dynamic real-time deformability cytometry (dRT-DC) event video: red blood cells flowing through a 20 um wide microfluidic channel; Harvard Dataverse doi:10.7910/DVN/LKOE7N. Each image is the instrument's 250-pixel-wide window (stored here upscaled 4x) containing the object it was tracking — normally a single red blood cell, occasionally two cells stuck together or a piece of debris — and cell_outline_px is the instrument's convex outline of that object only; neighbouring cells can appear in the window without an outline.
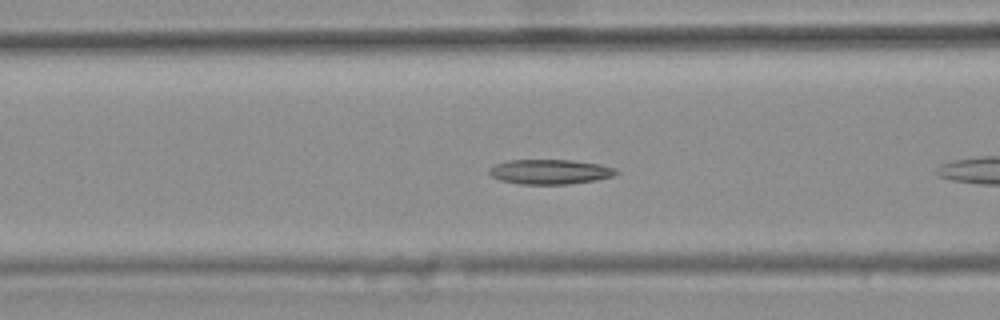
{"species": "common noctule bat (a hibernating species)", "species_latin": "Nyctalus noctula", "temperature_condition": "warm", "stored_images_in_passage": 7, "camera_frame_rate_fps": 3000, "um_per_image_px": 0.085, "animal": {"sex": "female", "body_mass_g": 25.1}, "frame": {"image": 1, "passage_image": 6, "time_ms": 1.667, "image_size_px": [1000, 320], "cell_outline_px": [[620, 172], [612, 176], [596, 180], [568, 184], [520, 184], [500, 180], [492, 176], [488, 172], [488, 168], [496, 164], [508, 160], [572, 160], [600, 164], [616, 168]], "centroid_in_image_um": [46.75, 14.6], "position_along_channel_um": 119.8, "area_um2": 18.38}}